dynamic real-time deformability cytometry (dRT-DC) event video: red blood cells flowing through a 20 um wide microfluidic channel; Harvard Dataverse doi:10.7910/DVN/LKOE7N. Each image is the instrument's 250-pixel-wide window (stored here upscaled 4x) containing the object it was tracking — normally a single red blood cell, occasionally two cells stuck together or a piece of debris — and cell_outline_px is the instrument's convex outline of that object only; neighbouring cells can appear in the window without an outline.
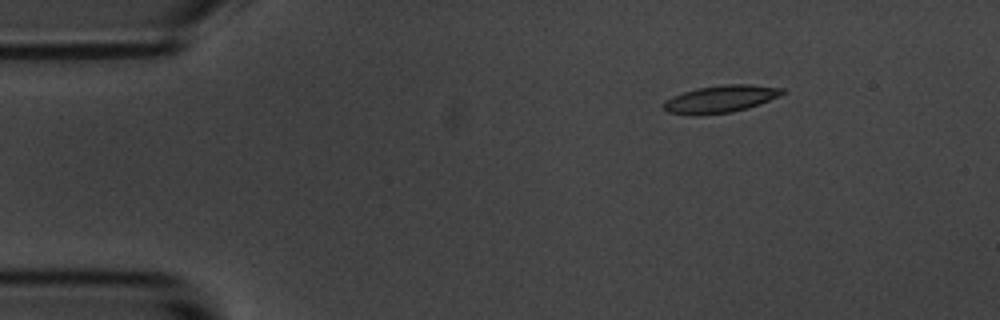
{"species": "common noctule bat (a hibernating species)", "species_latin": "Nyctalus noctula", "temperature_condition": "room temperature", "stored_images_in_passage": 3, "camera_frame_rate_fps": 3000, "um_per_image_px": 0.085, "animal": {"sex": "male", "body_mass_g": 20.1, "forearm_length_mm": 53.5}, "frame": {"image": 1, "passage_image": 1, "time_ms": 0.0, "image_size_px": [1000, 320], "cell_outline_px": [[788, 92], [780, 96], [760, 104], [748, 108], [732, 112], [696, 116], [668, 112], [664, 108], [664, 100], [672, 96], [684, 92], [700, 88], [724, 84], [752, 84], [784, 88]], "centroid_in_image_um": [61.3, 8.42], "position_along_channel_um": 23.7, "area_um2": 19.07}}